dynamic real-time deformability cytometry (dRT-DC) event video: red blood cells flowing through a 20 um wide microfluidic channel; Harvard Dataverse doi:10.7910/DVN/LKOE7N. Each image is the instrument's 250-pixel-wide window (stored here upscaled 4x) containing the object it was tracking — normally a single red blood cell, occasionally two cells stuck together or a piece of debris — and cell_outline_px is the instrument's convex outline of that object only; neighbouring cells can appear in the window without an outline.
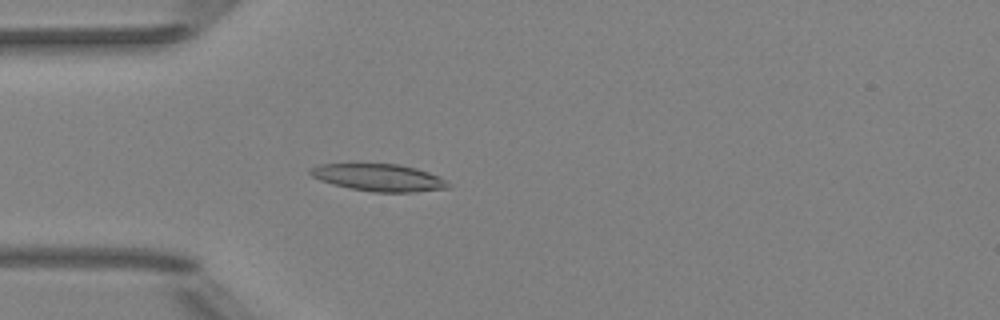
{"species": "Egyptian fruit bat (a non-hibernating species)", "species_latin": "Rousettus aegyptiacus", "temperature_condition": "room temperature", "stored_images_in_passage": 51, "camera_frame_rate_fps": 3000, "um_per_image_px": 0.085, "animal": {"sex": "female"}, "frame": {"image": 1, "passage_image": 14, "time_ms": 4.333, "image_size_px": [1000, 320], "cell_outline_px": [[452, 188], [416, 192], [372, 192], [348, 188], [332, 184], [320, 180], [312, 176], [308, 172], [308, 168], [320, 164], [352, 160], [356, 160], [400, 164], [416, 168], [440, 176], [452, 184]], "centroid_in_image_um": [32.14, 15.03], "position_along_channel_um": 52.9, "area_um2": 23.41}}
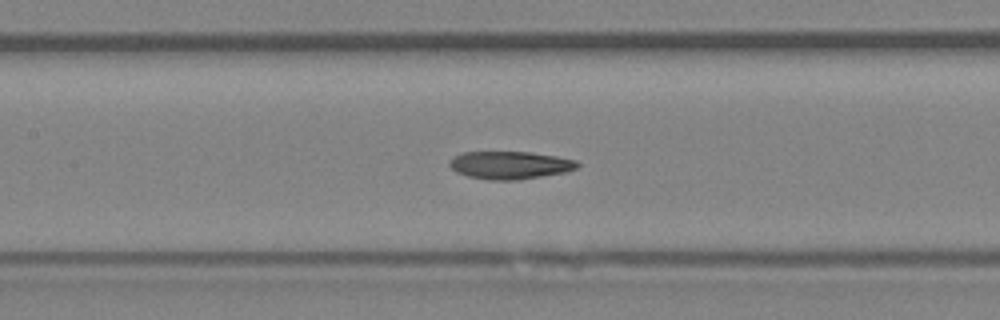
{"frame": {"image": 2, "passage_image": 23, "time_ms": 7.333, "image_size_px": [1000, 320], "cell_outline_px": [[580, 164], [576, 168], [568, 172], [516, 180], [488, 180], [468, 176], [456, 172], [448, 164], [456, 156], [464, 152], [528, 152], [556, 156], [576, 160]], "centroid_in_image_um": [43.38, 14.04], "position_along_channel_um": 164.0, "area_um2": 20.58}}
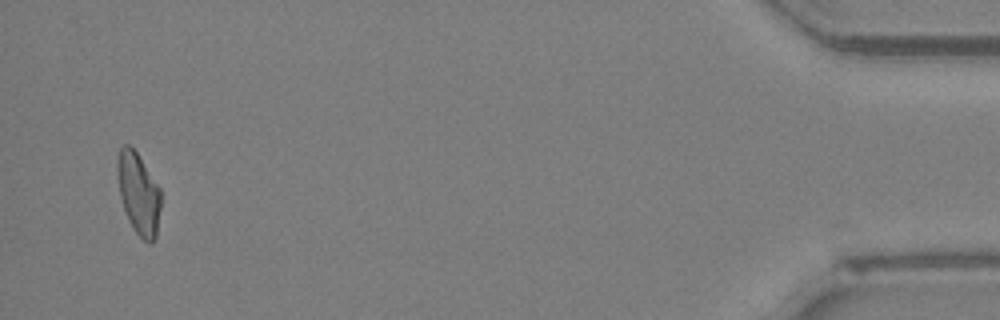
{"frame": {"image": 3, "passage_image": 49, "time_ms": 16.0, "image_size_px": [1000, 320], "cell_outline_px": [[160, 208], [156, 236], [152, 244], [144, 240], [136, 232], [128, 220], [120, 196], [116, 168], [116, 160], [120, 148], [124, 144], [128, 144], [136, 152], [160, 188]], "centroid_in_image_um": [11.76, 16.44], "position_along_channel_um": 423.4, "area_um2": 20.46}, "authors_computed_cell_mechanics": {"area_um2": 21.1548, "velocity_mm_per_s": 3.9829, "shape_relaxation_time_tau1_ms": null, "shape_relaxation_time_tau2_ms": 6.7629, "deformation_change_tau1": null, "deformation_change_tau2": 0.1851}}